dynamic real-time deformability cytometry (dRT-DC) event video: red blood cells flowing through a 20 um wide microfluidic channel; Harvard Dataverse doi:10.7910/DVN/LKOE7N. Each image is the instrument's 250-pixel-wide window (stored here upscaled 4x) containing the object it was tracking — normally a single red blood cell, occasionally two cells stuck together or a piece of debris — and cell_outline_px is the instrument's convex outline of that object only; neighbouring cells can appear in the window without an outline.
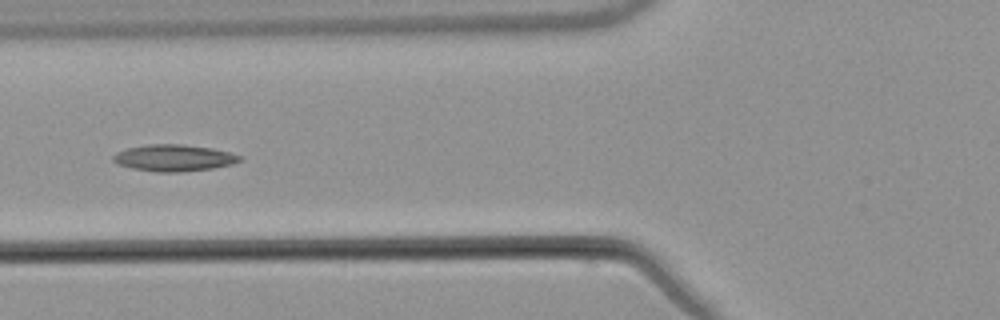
{"species": "common noctule bat (a hibernating species)", "species_latin": "Nyctalus noctula", "temperature_condition": "warm", "stored_images_in_passage": 6, "camera_frame_rate_fps": 3000, "um_per_image_px": 0.085, "animal": {"sex": "male", "body_mass_g": 21.5, "forearm_length_mm": 52.0}, "frame": {"image": 1, "passage_image": 6, "time_ms": 7.0, "image_size_px": [1000, 320], "cell_outline_px": [[244, 160], [232, 164], [212, 168], [180, 172], [156, 172], [132, 168], [116, 164], [112, 160], [112, 156], [116, 152], [128, 148], [148, 144], [184, 144], [212, 148], [244, 156]], "centroid_in_image_um": [14.79, 13.42], "position_along_channel_um": 111.0, "area_um2": 19.83}}